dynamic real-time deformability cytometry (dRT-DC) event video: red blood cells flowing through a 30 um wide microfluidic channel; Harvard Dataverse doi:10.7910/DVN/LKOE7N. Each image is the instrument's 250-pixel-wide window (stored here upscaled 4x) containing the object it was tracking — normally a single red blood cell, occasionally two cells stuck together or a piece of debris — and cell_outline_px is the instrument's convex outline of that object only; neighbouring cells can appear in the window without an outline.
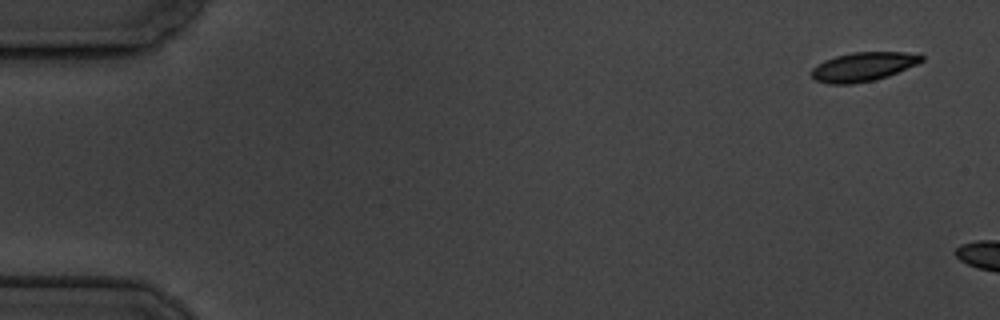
{"species": "common noctule bat (a hibernating species)", "species_latin": "Nyctalus noctula", "temperature_condition": "cold", "stored_images_in_passage": 2, "camera_frame_rate_fps": 3000, "um_per_image_px": 0.085, "animal": {"sex": "male", "body_mass_g": 19.5, "forearm_length_mm": 54.6}, "frame": {"image": 1, "passage_image": 1, "time_ms": 0.0, "image_size_px": [1000, 320], "cell_outline_px": [[924, 60], [916, 64], [888, 76], [876, 80], [852, 84], [828, 84], [816, 80], [812, 76], [812, 68], [824, 60], [836, 56], [852, 52], [904, 52], [924, 56]], "centroid_in_image_um": [73.35, 5.68], "position_along_channel_um": 11.6, "area_um2": 18.5}}